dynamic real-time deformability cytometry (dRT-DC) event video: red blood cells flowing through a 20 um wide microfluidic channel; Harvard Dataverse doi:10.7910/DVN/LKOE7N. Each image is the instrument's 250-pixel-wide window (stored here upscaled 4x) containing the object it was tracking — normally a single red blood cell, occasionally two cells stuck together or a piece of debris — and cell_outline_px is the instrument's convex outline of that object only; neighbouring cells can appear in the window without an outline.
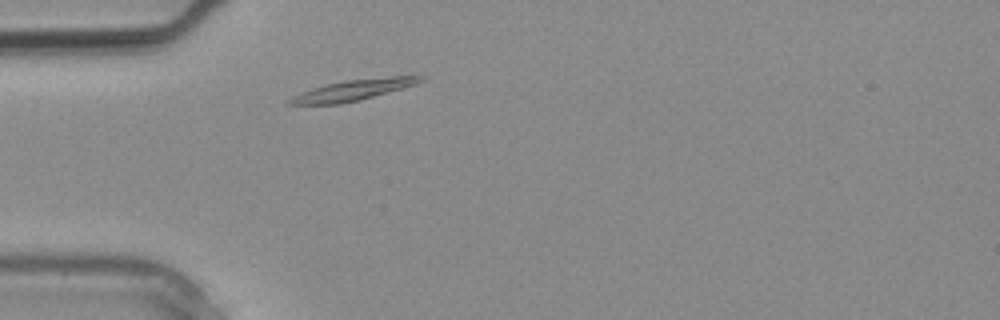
{"species": "common noctule bat (a hibernating species)", "species_latin": "Nyctalus noctula", "temperature_condition": "warm", "stored_images_in_passage": 1, "camera_frame_rate_fps": 3000, "um_per_image_px": 0.085, "animal": {"sex": "male", "body_mass_g": 20.4}, "frame": {"image": 1, "passage_image": 1, "time_ms": 0.0, "image_size_px": [1000, 320], "cell_outline_px": [[424, 80], [416, 84], [360, 100], [340, 104], [284, 104], [292, 96], [300, 92], [328, 84], [344, 80], [392, 76], [424, 76]], "centroid_in_image_um": [30.0, 7.66], "position_along_channel_um": 55.0, "area_um2": 15.66}}